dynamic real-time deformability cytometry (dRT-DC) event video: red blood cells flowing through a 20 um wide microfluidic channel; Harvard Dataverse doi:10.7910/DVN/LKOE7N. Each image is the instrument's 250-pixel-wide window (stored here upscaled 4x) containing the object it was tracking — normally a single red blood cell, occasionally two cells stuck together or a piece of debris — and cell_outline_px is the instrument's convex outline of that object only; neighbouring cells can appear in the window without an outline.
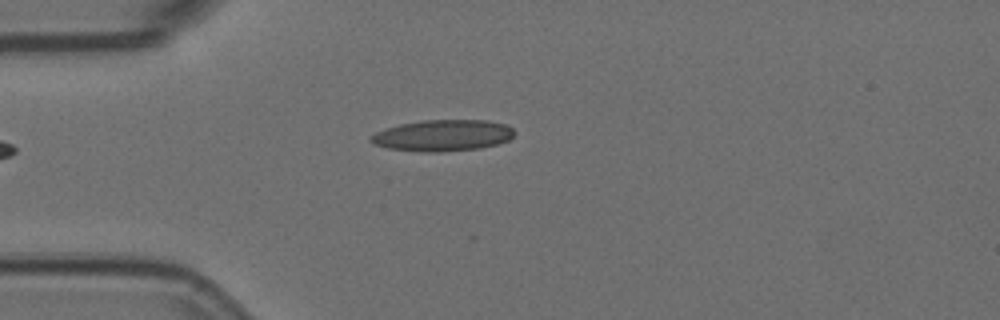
{"species": "Egyptian fruit bat (a non-hibernating species)", "species_latin": "Rousettus aegyptiacus", "temperature_condition": "room temperature", "stored_images_in_passage": 5, "camera_frame_rate_fps": 3000, "um_per_image_px": 0.085, "animal": {"sex": "female"}, "frame": {"image": 1, "passage_image": 5, "time_ms": 1.333, "image_size_px": [1000, 320], "cell_outline_px": [[516, 132], [508, 140], [496, 144], [480, 148], [440, 152], [420, 152], [388, 148], [372, 144], [368, 140], [368, 136], [376, 132], [400, 124], [424, 120], [484, 120], [508, 124]], "centroid_in_image_um": [37.61, 11.51], "position_along_channel_um": 47.4, "area_um2": 26.36}}